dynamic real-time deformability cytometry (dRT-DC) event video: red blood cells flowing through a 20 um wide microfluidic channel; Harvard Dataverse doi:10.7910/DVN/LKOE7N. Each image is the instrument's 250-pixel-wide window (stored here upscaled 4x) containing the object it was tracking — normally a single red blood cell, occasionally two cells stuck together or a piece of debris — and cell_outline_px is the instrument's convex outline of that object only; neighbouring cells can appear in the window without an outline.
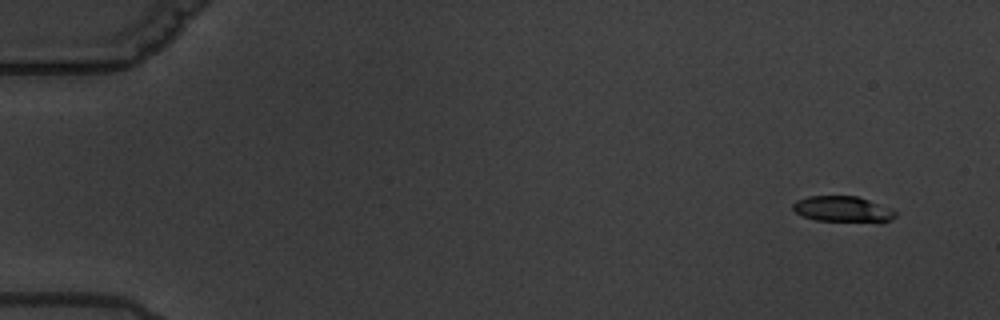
{"species": "common noctule bat (a hibernating species)", "species_latin": "Nyctalus noctula", "temperature_condition": "warm", "stored_images_in_passage": 5, "camera_frame_rate_fps": 3000, "um_per_image_px": 0.085, "animal": {"sex": "male", "body_mass_g": 19.5, "forearm_length_mm": 54.6}, "frame": {"image": 1, "passage_image": 1, "time_ms": 0.0, "image_size_px": [1000, 320], "cell_outline_px": [[896, 216], [892, 220], [880, 224], [816, 220], [804, 216], [796, 212], [792, 208], [792, 204], [796, 200], [808, 196], [856, 196], [892, 208], [896, 212]], "centroid_in_image_um": [71.71, 17.81], "position_along_channel_um": 13.3, "area_um2": 15.95}}